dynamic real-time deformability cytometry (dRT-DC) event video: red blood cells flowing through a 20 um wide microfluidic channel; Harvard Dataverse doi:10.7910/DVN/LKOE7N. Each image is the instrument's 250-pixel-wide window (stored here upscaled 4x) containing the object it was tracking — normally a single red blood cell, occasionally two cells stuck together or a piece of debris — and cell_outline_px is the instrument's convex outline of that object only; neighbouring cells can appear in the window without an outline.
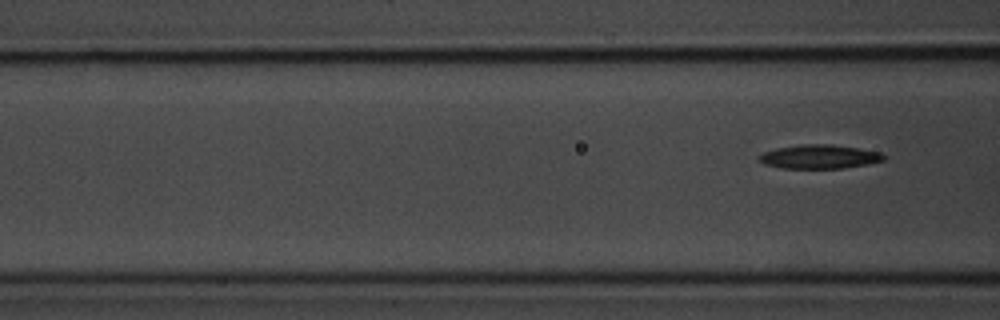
{"species": "common noctule bat (a hibernating species)", "species_latin": "Nyctalus noctula", "temperature_condition": "room temperature", "stored_images_in_passage": 7, "segment_of_instrument_passage": [2, 2], "camera_frame_rate_fps": 3000, "um_per_image_px": 0.085, "animal": {"sex": "male", "body_mass_g": 20.1, "forearm_length_mm": 53.5}, "frame": {"image": 1, "passage_image": 7, "time_ms": 8.0, "image_size_px": [1000, 320], "cell_outline_px": [[888, 156], [884, 160], [868, 164], [844, 168], [780, 168], [764, 164], [756, 156], [764, 152], [776, 148], [800, 144], [832, 144], [880, 152]], "centroid_in_image_um": [69.64, 13.32], "position_along_channel_um": 97.0, "area_um2": 17.46}}